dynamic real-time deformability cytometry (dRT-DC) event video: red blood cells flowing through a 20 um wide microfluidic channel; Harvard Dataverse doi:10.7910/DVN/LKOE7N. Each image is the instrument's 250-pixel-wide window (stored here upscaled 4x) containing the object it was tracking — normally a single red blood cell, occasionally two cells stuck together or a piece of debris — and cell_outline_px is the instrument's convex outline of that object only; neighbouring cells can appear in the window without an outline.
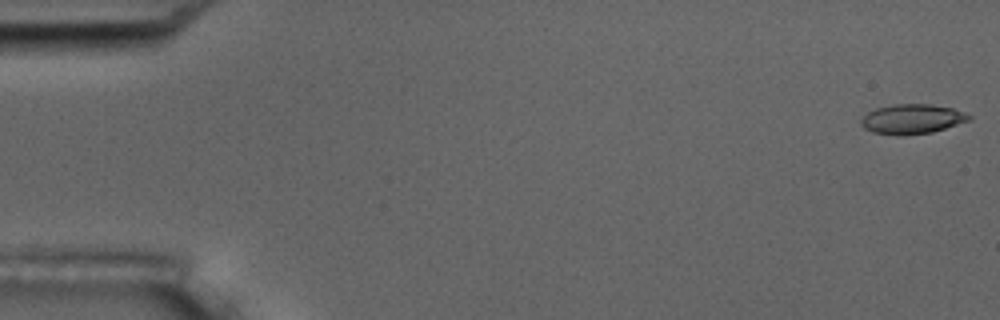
{"species": "common noctule bat (a hibernating species)", "species_latin": "Nyctalus noctula", "temperature_condition": "room temperature", "stored_images_in_passage": 5, "camera_frame_rate_fps": 3000, "um_per_image_px": 0.085, "animal": {"sex": "male", "body_mass_g": 17.5, "forearm_length_mm": 52.3}, "frame": {"image": 1, "passage_image": 1, "time_ms": 0.0, "image_size_px": [1000, 320], "cell_outline_px": [[972, 120], [932, 132], [904, 136], [896, 136], [872, 132], [864, 128], [860, 124], [860, 120], [868, 112], [876, 108], [892, 104], [932, 104], [952, 108], [964, 112], [972, 116]], "centroid_in_image_um": [77.53, 10.12], "position_along_channel_um": 7.5, "area_um2": 18.96}}